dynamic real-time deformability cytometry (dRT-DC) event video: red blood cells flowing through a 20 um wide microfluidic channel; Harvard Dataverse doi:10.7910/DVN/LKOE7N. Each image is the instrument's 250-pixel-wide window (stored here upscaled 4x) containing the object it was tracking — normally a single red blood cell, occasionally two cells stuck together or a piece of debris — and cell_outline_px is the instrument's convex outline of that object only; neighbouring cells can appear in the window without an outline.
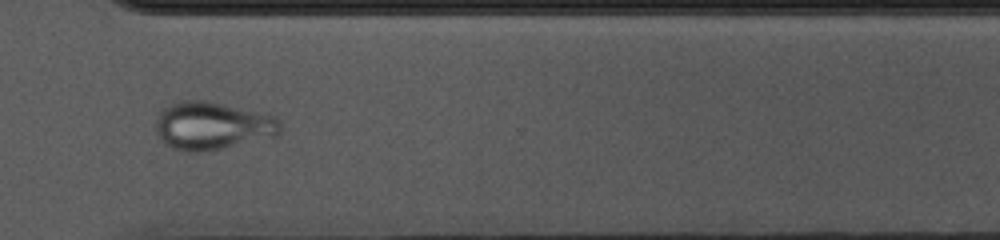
{"species": "common noctule bat (a hibernating species)", "species_latin": "Nyctalus noctula", "temperature_condition": "cold", "stored_images_in_passage": 54, "camera_frame_rate_fps": 3000, "um_per_image_px": 0.085, "animal": {"sex": "female", "body_mass_g": 10.0, "forearm_length_mm": 53.1}, "frame": {"image": 1, "passage_image": 39, "time_ms": 12.667, "image_size_px": [1000, 240], "cell_outline_px": [[280, 132], [276, 136], [220, 148], [176, 148], [160, 140], [156, 132], [156, 120], [160, 112], [164, 108], [172, 104], [184, 100], [204, 100], [264, 112], [280, 120]], "centroid_in_image_um": [18.09, 10.63], "position_along_channel_um": 352.5, "area_um2": 33.64}}